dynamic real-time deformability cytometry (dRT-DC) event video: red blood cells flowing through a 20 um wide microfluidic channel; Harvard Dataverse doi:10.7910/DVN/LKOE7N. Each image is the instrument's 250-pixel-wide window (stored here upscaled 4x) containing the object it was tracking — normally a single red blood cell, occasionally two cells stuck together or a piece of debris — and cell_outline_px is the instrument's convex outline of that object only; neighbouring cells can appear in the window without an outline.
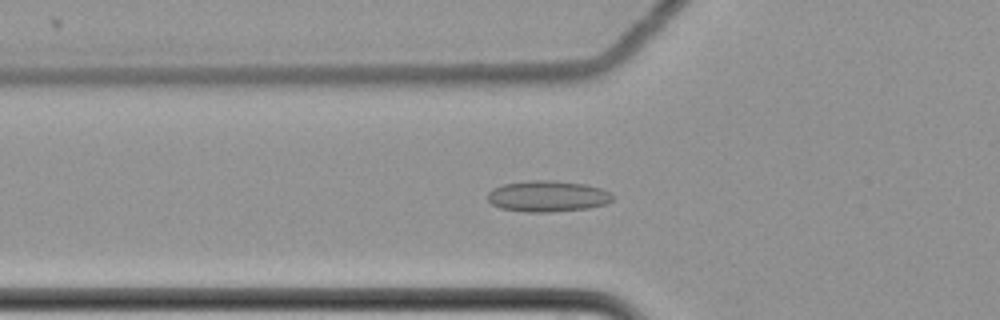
{"species": "common noctule bat (a hibernating species)", "species_latin": "Nyctalus noctula", "temperature_condition": "cold", "stored_images_in_passage": 61, "camera_frame_rate_fps": 3000, "um_per_image_px": 0.085, "animal": {"sex": "female", "body_mass_g": 22.7, "forearm_length_mm": 54.2}, "frame": {"image": 1, "passage_image": 23, "time_ms": 7.333, "image_size_px": [1000, 320], "cell_outline_px": [[612, 200], [608, 204], [588, 208], [552, 212], [524, 212], [500, 208], [492, 204], [488, 200], [488, 192], [492, 188], [504, 184], [532, 180], [548, 180], [588, 184], [600, 188], [608, 192], [612, 196]], "centroid_in_image_um": [46.54, 16.68], "position_along_channel_um": 79.3, "area_um2": 22.72}}
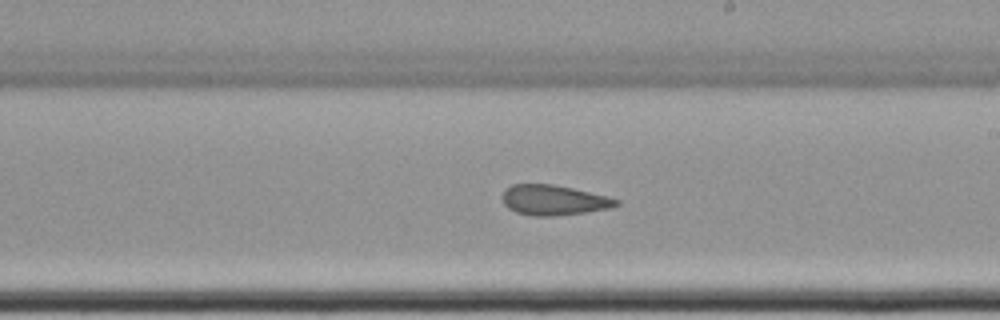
{"frame": {"image": 2, "passage_image": 37, "time_ms": 12.0, "image_size_px": [1000, 320], "cell_outline_px": [[620, 204], [612, 208], [584, 212], [552, 216], [532, 216], [516, 212], [508, 208], [504, 204], [500, 196], [504, 188], [512, 184], [552, 184], [572, 188], [608, 196], [620, 200]], "centroid_in_image_um": [47.03, 17.0], "position_along_channel_um": 242.0, "area_um2": 20.23}}
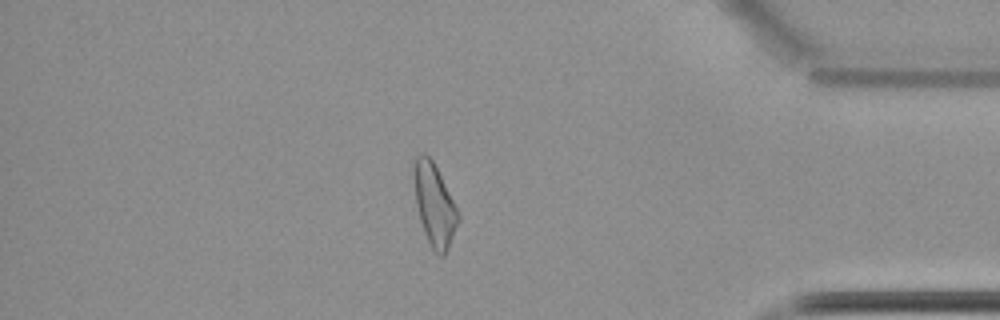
{"frame": {"image": 3, "passage_image": 53, "time_ms": 17.333, "image_size_px": [1000, 320], "cell_outline_px": [[460, 220], [448, 248], [444, 256], [440, 256], [432, 248], [424, 232], [420, 220], [416, 204], [412, 172], [412, 168], [416, 156], [420, 152], [424, 152], [432, 160], [460, 216]], "centroid_in_image_um": [36.89, 17.39], "position_along_channel_um": 398.3, "area_um2": 20.92}, "authors_computed_cell_mechanics": {"area_um2": 21.6172, "velocity_mm_per_s": 3.5029, "shape_relaxation_time_tau1_ms": null, "shape_relaxation_time_tau2_ms": 2.6356, "deformation_change_tau1": null, "deformation_change_tau2": 0.107}}